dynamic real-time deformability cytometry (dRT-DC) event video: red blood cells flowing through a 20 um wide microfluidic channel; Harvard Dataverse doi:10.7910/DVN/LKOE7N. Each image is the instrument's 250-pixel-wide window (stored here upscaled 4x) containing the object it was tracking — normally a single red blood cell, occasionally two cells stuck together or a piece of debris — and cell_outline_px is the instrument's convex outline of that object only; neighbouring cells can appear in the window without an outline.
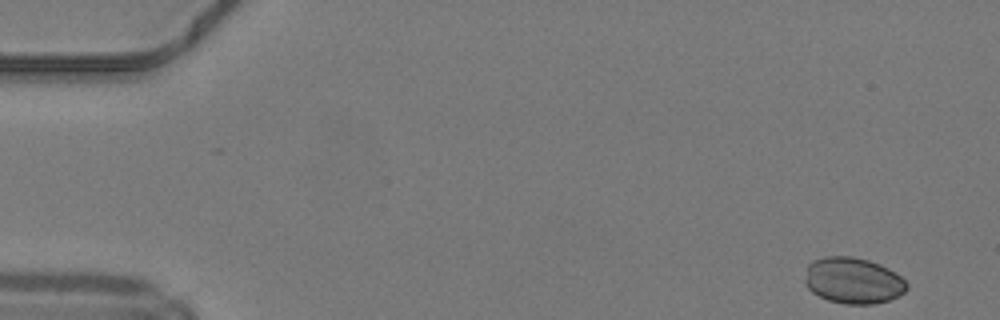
{"species": "common noctule bat (a hibernating species)", "species_latin": "Nyctalus noctula", "temperature_condition": "warm", "stored_images_in_passage": 48, "camera_frame_rate_fps": 3000, "um_per_image_px": 0.085, "animal": {"sex": "male", "body_mass_g": 19.2, "forearm_length_mm": 51.8}, "frame": {"image": 1, "passage_image": 1, "time_ms": 0.0, "image_size_px": [1000, 320], "cell_outline_px": [[908, 288], [904, 292], [888, 300], [872, 304], [844, 304], [828, 300], [812, 292], [804, 284], [804, 280], [808, 264], [812, 260], [824, 256], [852, 256], [868, 260], [880, 264], [896, 272], [908, 284]], "centroid_in_image_um": [72.49, 23.83], "position_along_channel_um": 12.5, "area_um2": 27.57}}
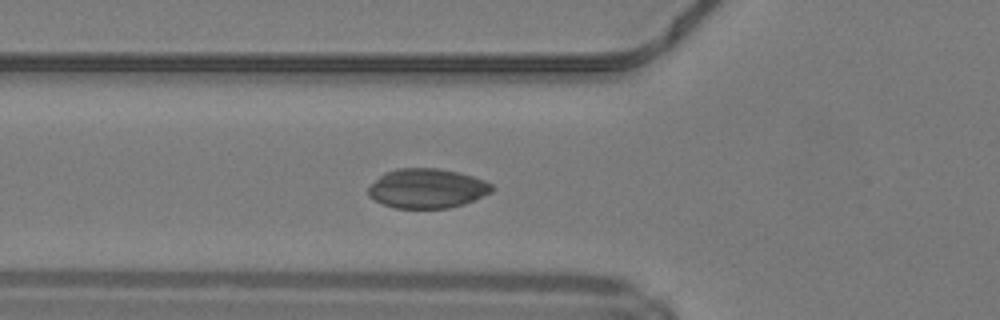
{"frame": {"image": 2, "passage_image": 16, "time_ms": 5.0, "image_size_px": [1000, 320], "cell_outline_px": [[492, 192], [464, 204], [448, 208], [396, 208], [384, 204], [368, 196], [368, 188], [384, 172], [396, 168], [436, 168], [456, 172], [472, 176], [484, 180], [492, 184]], "centroid_in_image_um": [36.29, 16.01], "position_along_channel_um": 89.5, "area_um2": 28.26}}
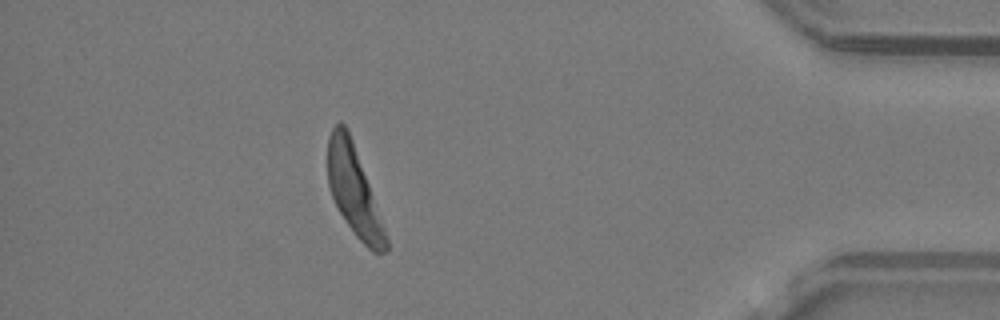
{"frame": {"image": 3, "passage_image": 42, "time_ms": 13.667, "image_size_px": [1000, 320], "cell_outline_px": [[388, 252], [372, 252], [356, 236], [340, 212], [332, 196], [328, 184], [328, 136], [332, 128], [340, 120], [348, 128], [384, 228], [388, 240]], "centroid_in_image_um": [30.06, 16.18], "position_along_channel_um": 405.1, "area_um2": 29.3}}